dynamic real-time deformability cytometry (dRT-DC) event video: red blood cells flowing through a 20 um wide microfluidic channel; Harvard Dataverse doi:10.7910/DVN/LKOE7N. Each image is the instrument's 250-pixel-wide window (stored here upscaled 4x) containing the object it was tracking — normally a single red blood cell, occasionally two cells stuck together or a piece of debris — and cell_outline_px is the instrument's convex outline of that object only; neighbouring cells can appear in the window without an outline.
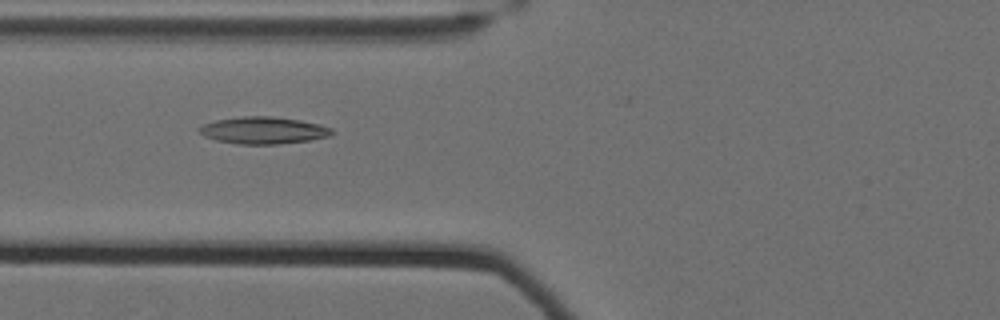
{"species": "Egyptian fruit bat (a non-hibernating species)", "species_latin": "Rousettus aegyptiacus", "temperature_condition": "cold", "stored_images_in_passage": 26, "camera_frame_rate_fps": 3000, "um_per_image_px": 0.085, "animal": {"sex": "female"}, "frame": {"image": 1, "passage_image": 17, "time_ms": 5.333, "image_size_px": [1000, 320], "cell_outline_px": [[332, 132], [328, 136], [308, 140], [276, 144], [240, 144], [216, 140], [204, 136], [196, 128], [204, 124], [216, 120], [244, 116], [272, 116], [300, 120], [320, 124], [332, 128]], "centroid_in_image_um": [22.36, 11.07], "position_along_channel_um": 103.4, "area_um2": 20.69}}
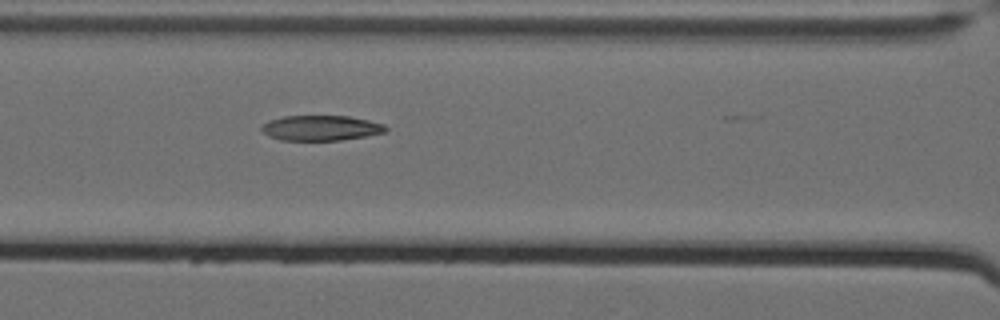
{"frame": {"image": 2, "passage_image": 20, "time_ms": 6.333, "image_size_px": [1000, 320], "cell_outline_px": [[388, 132], [340, 140], [280, 140], [268, 136], [260, 128], [268, 120], [284, 116], [348, 116], [368, 120], [384, 124], [388, 128]], "centroid_in_image_um": [27.28, 10.87], "position_along_channel_um": 139.3, "area_um2": 18.21}}
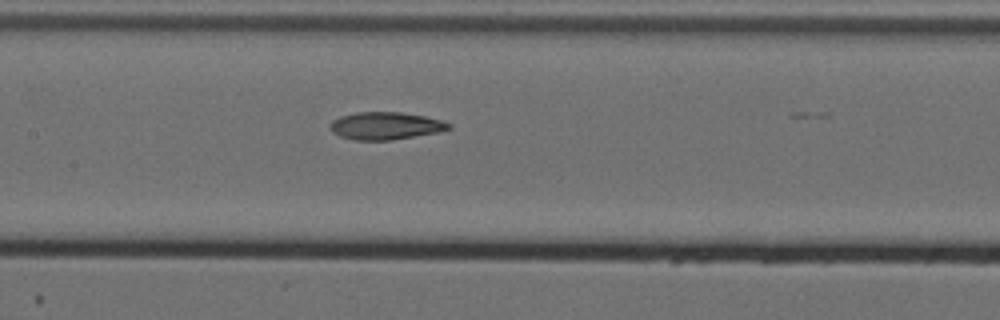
{"frame": {"image": 3, "passage_image": 23, "time_ms": 7.333, "image_size_px": [1000, 320], "cell_outline_px": [[452, 128], [440, 132], [392, 140], [356, 140], [340, 136], [332, 132], [328, 124], [332, 120], [340, 116], [356, 112], [400, 112], [424, 116], [440, 120], [452, 124]], "centroid_in_image_um": [32.76, 10.69], "position_along_channel_um": 174.6, "area_um2": 19.13}}